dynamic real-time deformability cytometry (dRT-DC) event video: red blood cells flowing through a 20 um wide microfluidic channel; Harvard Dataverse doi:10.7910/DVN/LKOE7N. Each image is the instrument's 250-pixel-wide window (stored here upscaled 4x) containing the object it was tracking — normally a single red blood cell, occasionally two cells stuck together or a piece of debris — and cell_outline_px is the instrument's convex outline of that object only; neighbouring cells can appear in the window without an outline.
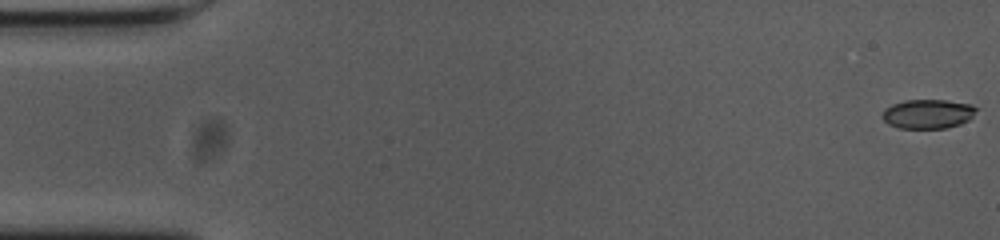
{"species": "common noctule bat (a hibernating species)", "species_latin": "Nyctalus noctula", "temperature_condition": "cold", "stored_images_in_passage": 17, "camera_frame_rate_fps": 3000, "um_per_image_px": 0.085, "animal": {"sex": "female", "body_mass_g": 23.0, "forearm_length_mm": 53.4}, "frame": {"image": 1, "passage_image": 1, "time_ms": 0.0, "image_size_px": [1000, 240], "cell_outline_px": [[976, 108], [972, 116], [968, 120], [960, 124], [948, 128], [900, 128], [888, 124], [884, 120], [884, 108], [892, 104], [904, 100], [944, 100], [972, 104]], "centroid_in_image_um": [78.87, 9.68], "position_along_channel_um": 6.1, "area_um2": 15.9}}
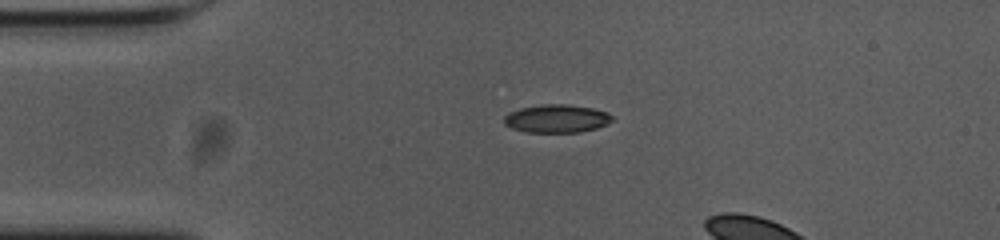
{"frame": {"image": 2, "passage_image": 13, "time_ms": 4.0, "image_size_px": [1000, 240], "cell_outline_px": [[612, 120], [608, 124], [596, 128], [580, 132], [524, 132], [512, 128], [504, 124], [504, 116], [508, 112], [520, 108], [544, 104], [564, 104], [592, 108], [608, 112], [612, 116]], "centroid_in_image_um": [47.3, 10.08], "position_along_channel_um": 37.7, "area_um2": 17.74}}